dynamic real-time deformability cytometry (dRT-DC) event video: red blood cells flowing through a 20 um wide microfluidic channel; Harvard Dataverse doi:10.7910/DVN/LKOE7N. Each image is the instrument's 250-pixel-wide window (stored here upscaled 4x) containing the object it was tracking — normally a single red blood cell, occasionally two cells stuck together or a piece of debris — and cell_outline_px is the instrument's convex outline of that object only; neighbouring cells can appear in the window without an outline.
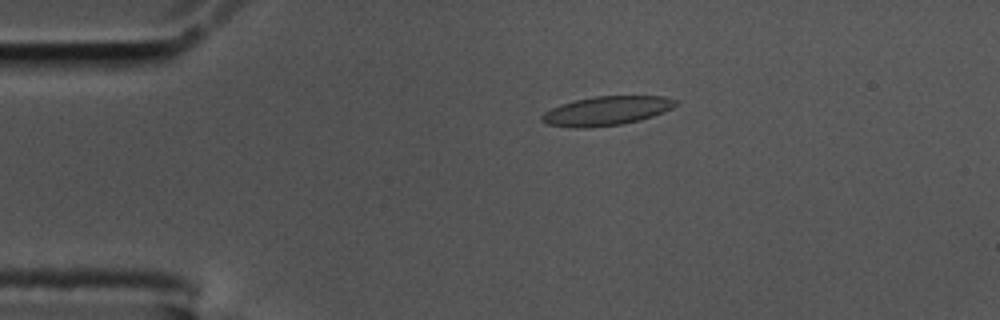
{"species": "common noctule bat (a hibernating species)", "species_latin": "Nyctalus noctula", "temperature_condition": "cold", "stored_images_in_passage": 58, "camera_frame_rate_fps": 3000, "um_per_image_px": 0.085, "animal": {"sex": "male", "body_mass_g": 17.5, "forearm_length_mm": 52.3}, "frame": {"image": 1, "passage_image": 12, "time_ms": 3.667, "image_size_px": [1000, 320], "cell_outline_px": [[680, 104], [664, 112], [640, 120], [620, 124], [588, 128], [572, 128], [548, 124], [540, 120], [540, 116], [544, 112], [560, 104], [592, 96], [664, 96], [680, 100]], "centroid_in_image_um": [51.58, 9.41], "position_along_channel_um": 33.4, "area_um2": 22.89}}
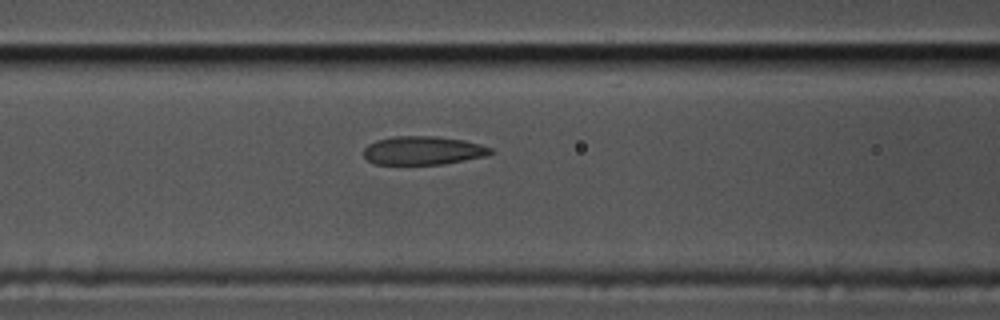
{"frame": {"image": 2, "passage_image": 24, "time_ms": 7.667, "image_size_px": [1000, 320], "cell_outline_px": [[496, 152], [484, 156], [444, 164], [376, 164], [368, 160], [364, 156], [364, 148], [368, 144], [376, 140], [392, 136], [436, 136], [464, 140], [480, 144], [492, 148]], "centroid_in_image_um": [35.96, 12.78], "position_along_channel_um": 130.6, "area_um2": 21.15}}
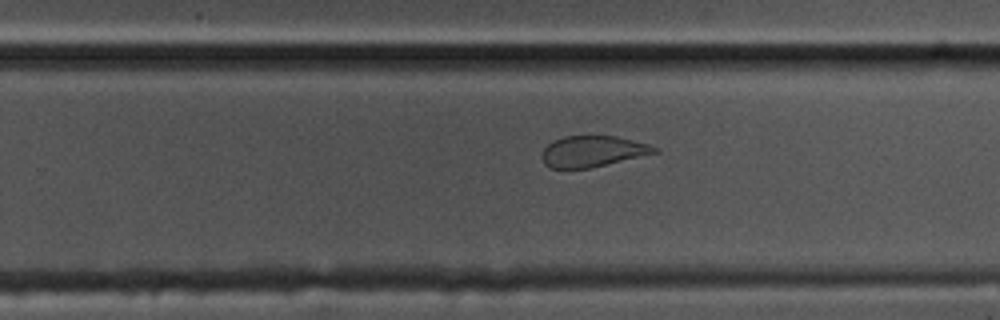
{"frame": {"image": 3, "passage_image": 37, "time_ms": 12.0, "image_size_px": [1000, 320], "cell_outline_px": [[660, 152], [588, 168], [548, 168], [544, 164], [540, 156], [540, 152], [552, 140], [564, 136], [616, 136], [648, 144], [660, 148]], "centroid_in_image_um": [50.34, 12.86], "position_along_channel_um": 279.5, "area_um2": 20.46}, "authors_computed_cell_mechanics": {"area_um2": 22.3108, "velocity_mm_per_s": 3.4414, "shape_relaxation_time_tau1_ms": null, "shape_relaxation_time_tau2_ms": 1.4938, "deformation_change_tau1": null, "deformation_change_tau2": 0.083}}